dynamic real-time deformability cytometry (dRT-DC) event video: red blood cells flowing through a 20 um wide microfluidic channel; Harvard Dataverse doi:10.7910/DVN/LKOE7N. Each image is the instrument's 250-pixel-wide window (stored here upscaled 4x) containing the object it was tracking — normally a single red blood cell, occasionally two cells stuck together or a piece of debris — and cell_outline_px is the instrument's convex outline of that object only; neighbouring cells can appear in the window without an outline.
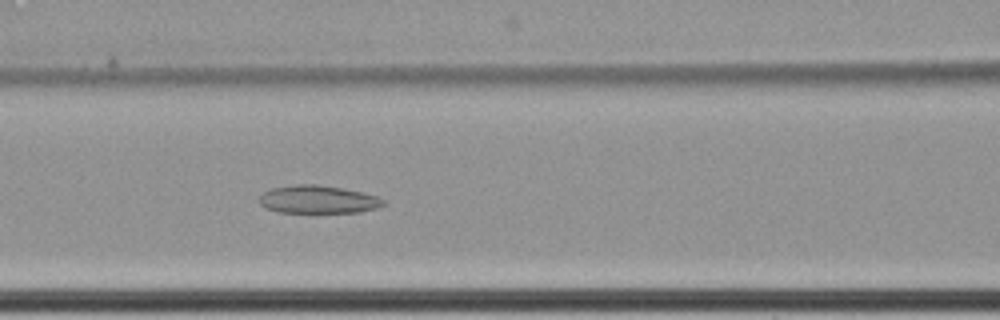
{"species": "common noctule bat (a hibernating species)", "species_latin": "Nyctalus noctula", "temperature_condition": "cold", "stored_images_in_passage": 66, "camera_frame_rate_fps": 3000, "um_per_image_px": 0.085, "animal": {"sex": "female", "body_mass_g": 22.7, "forearm_length_mm": 54.2}, "frame": {"image": 1, "passage_image": 33, "time_ms": 10.667, "image_size_px": [1000, 320], "cell_outline_px": [[384, 204], [380, 208], [360, 212], [280, 212], [264, 208], [260, 204], [260, 196], [264, 192], [272, 188], [296, 184], [316, 184], [344, 188], [376, 196], [384, 200]], "centroid_in_image_um": [27.04, 16.95], "position_along_channel_um": 139.6, "area_um2": 20.17}}
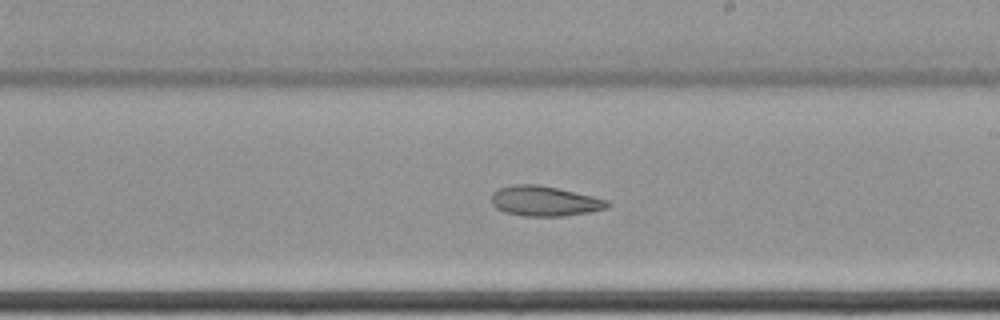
{"frame": {"image": 2, "passage_image": 42, "time_ms": 13.667, "image_size_px": [1000, 320], "cell_outline_px": [[612, 204], [608, 208], [588, 212], [564, 216], [524, 216], [504, 212], [496, 208], [492, 204], [492, 192], [496, 188], [516, 184], [536, 184], [556, 188], [592, 196], [608, 200]], "centroid_in_image_um": [46.27, 17.09], "position_along_channel_um": 242.7, "area_um2": 20.35}}
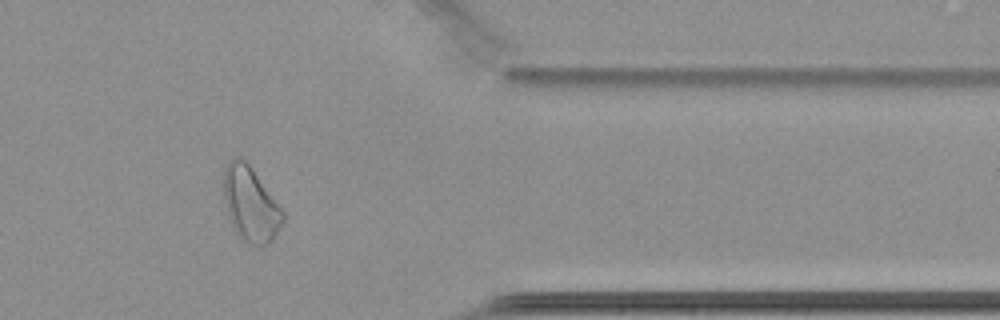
{"frame": {"image": 3, "passage_image": 56, "time_ms": 18.333, "image_size_px": [1000, 320], "cell_outline_px": [[284, 220], [272, 240], [268, 244], [260, 248], [248, 244], [240, 240], [228, 216], [224, 196], [224, 168], [228, 160], [232, 156], [240, 156], [252, 168], [284, 212]], "centroid_in_image_um": [21.28, 17.37], "position_along_channel_um": 390.1, "area_um2": 25.89}, "authors_computed_cell_mechanics": {"area_um2": 27.0793, "velocity_mm_per_s": 3.444, "shape_relaxation_time_tau1_ms": null, "shape_relaxation_time_tau2_ms": 7.5197, "deformation_change_tau1": null, "deformation_change_tau2": 0.1194}}